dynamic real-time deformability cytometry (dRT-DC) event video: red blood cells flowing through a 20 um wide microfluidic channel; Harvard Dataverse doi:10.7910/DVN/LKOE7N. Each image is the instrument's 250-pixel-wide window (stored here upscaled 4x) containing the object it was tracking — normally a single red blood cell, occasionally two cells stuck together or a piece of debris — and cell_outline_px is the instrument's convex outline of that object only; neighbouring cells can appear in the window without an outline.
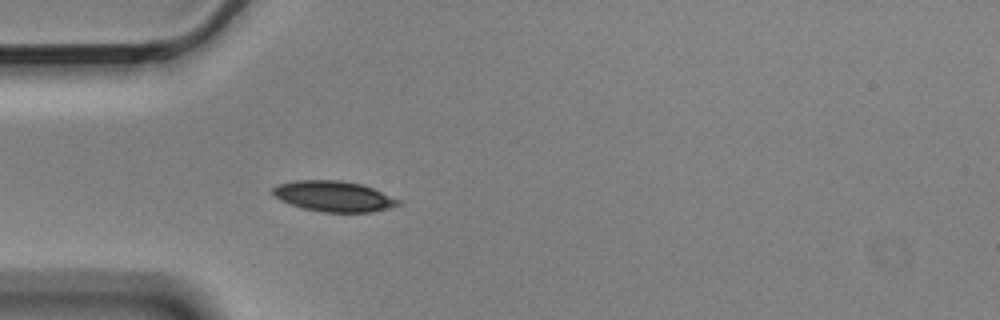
{"species": "Egyptian fruit bat (a non-hibernating species)", "species_latin": "Rousettus aegyptiacus", "temperature_condition": "cold", "stored_images_in_passage": 4, "camera_frame_rate_fps": 3000, "um_per_image_px": 0.085, "animal": {"sex": "male"}, "frame": {"image": 1, "passage_image": 4, "time_ms": 1.0, "image_size_px": [1000, 320], "cell_outline_px": [[400, 204], [372, 212], [324, 212], [304, 208], [280, 200], [272, 196], [272, 188], [280, 184], [296, 180], [340, 180], [360, 184], [372, 188], [400, 200]], "centroid_in_image_um": [28.33, 16.68], "position_along_channel_um": 56.7, "area_um2": 22.08}}